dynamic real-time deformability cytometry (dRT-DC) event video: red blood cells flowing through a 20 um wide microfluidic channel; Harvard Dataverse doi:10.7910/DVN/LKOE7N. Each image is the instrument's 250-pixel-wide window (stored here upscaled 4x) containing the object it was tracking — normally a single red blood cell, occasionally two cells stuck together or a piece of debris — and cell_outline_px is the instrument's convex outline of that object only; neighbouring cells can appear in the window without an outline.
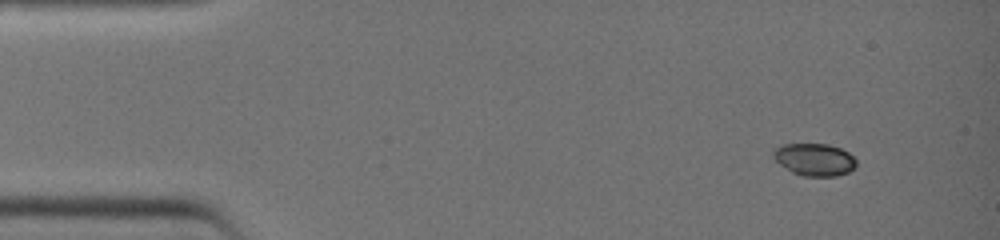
{"species": "common noctule bat (a hibernating species)", "species_latin": "Nyctalus noctula", "temperature_condition": "warm", "stored_images_in_passage": 4, "camera_frame_rate_fps": 3000, "um_per_image_px": 0.085, "animal": {"sex": "female", "body_mass_g": 19.0, "forearm_length_mm": 51.5}, "frame": {"image": 1, "passage_image": 1, "time_ms": 0.0, "image_size_px": [1000, 240], "cell_outline_px": [[856, 164], [848, 172], [836, 176], [804, 176], [792, 172], [780, 164], [772, 156], [772, 152], [776, 148], [784, 144], [828, 144], [840, 148], [848, 152], [856, 160]], "centroid_in_image_um": [69.22, 13.56], "position_along_channel_um": 15.8, "area_um2": 15.49}}